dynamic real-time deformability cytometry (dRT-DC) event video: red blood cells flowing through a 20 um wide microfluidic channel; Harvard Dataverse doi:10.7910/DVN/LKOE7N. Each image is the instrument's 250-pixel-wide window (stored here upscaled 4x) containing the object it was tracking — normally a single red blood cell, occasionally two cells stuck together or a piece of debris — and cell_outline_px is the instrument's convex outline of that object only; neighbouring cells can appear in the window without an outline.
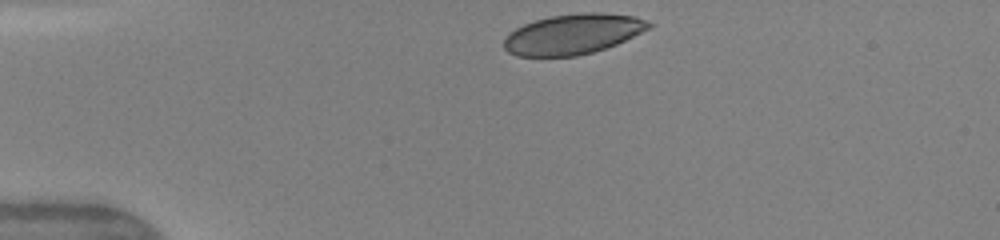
{"species": "human", "species_latin": "Homo sapiens", "temperature_condition": "warm", "stored_images_in_passage": 16, "camera_frame_rate_fps": 3000, "um_per_image_px": 0.085, "donor": {"sex": "female"}, "frame": {"image": 1, "passage_image": 1, "time_ms": 0.0, "image_size_px": [1000, 240], "cell_outline_px": [[652, 28], [616, 44], [592, 52], [576, 56], [516, 56], [508, 52], [504, 48], [504, 40], [516, 28], [524, 24], [536, 20], [552, 16], [580, 12], [604, 12], [636, 16], [648, 20], [652, 24]], "centroid_in_image_um": [48.75, 2.89], "position_along_channel_um": 36.2, "area_um2": 33.99}}